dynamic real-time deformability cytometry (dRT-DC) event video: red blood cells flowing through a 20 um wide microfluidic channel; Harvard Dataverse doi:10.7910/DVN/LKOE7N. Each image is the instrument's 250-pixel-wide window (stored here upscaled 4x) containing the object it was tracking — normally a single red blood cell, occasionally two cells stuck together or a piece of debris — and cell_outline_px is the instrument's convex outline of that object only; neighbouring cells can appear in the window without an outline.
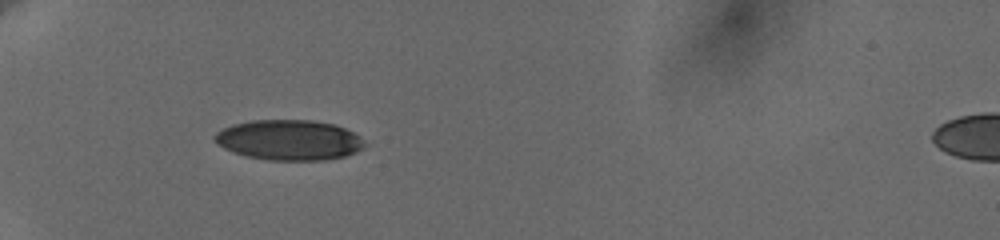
{"species": "human", "species_latin": "Homo sapiens", "temperature_condition": "cold", "stored_images_in_passage": 29, "camera_frame_rate_fps": 3000, "um_per_image_px": 0.085, "donor": {"sex": "female"}, "frame": {"image": 1, "passage_image": 1, "time_ms": 0.0, "image_size_px": [1000, 240], "cell_outline_px": [[368, 144], [356, 152], [344, 156], [324, 160], [268, 160], [248, 156], [232, 152], [216, 144], [212, 140], [212, 136], [216, 132], [232, 124], [252, 120], [312, 120], [332, 124], [344, 128], [352, 132]], "centroid_in_image_um": [24.53, 11.9], "position_along_channel_um": 60.5, "area_um2": 35.26}}
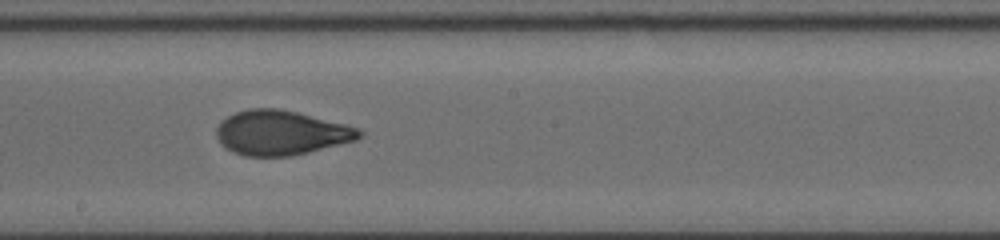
{"frame": {"image": 2, "passage_image": 12, "time_ms": 5.0, "image_size_px": [1000, 240], "cell_outline_px": [[364, 136], [356, 140], [292, 156], [244, 156], [232, 152], [224, 148], [220, 144], [216, 136], [216, 128], [220, 120], [236, 112], [248, 108], [280, 108], [360, 128], [364, 132]], "centroid_in_image_um": [23.85, 11.29], "position_along_channel_um": 224.3, "area_um2": 37.34}}
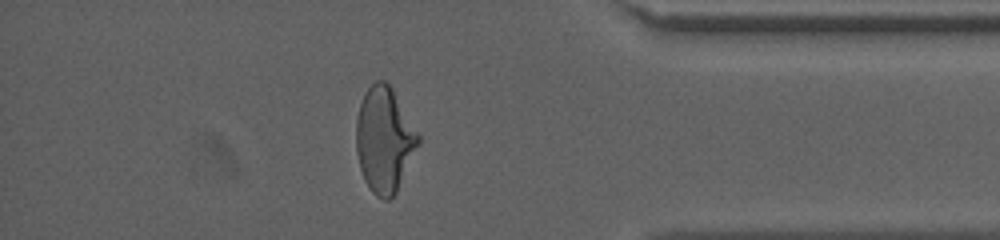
{"frame": {"image": 3, "passage_image": 24, "time_ms": 10.333, "image_size_px": [1000, 240], "cell_outline_px": [[420, 140], [396, 192], [388, 200], [384, 200], [376, 196], [372, 192], [364, 180], [360, 168], [356, 152], [356, 120], [360, 104], [364, 92], [376, 80], [384, 80], [392, 88], [420, 136]], "centroid_in_image_um": [32.64, 11.87], "position_along_channel_um": 402.6, "area_um2": 37.69}, "authors_computed_cell_mechanics": {"area_um2": 37.3388, "velocity_mm_per_s": 3.6621, "shape_relaxation_time_tau1_ms": 4.0214, "shape_relaxation_time_tau2_ms": 0.8692, "deformation_change_tau1": 0.1738, "deformation_change_tau2": 0.0692}}